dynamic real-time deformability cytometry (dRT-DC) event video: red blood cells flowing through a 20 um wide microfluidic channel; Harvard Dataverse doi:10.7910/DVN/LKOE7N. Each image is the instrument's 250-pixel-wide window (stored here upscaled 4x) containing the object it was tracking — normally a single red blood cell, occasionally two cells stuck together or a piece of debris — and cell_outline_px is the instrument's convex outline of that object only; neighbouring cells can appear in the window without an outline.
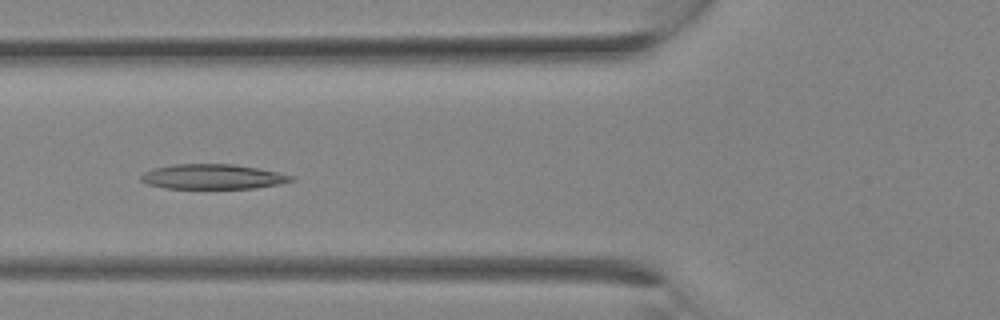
{"species": "Egyptian fruit bat (a non-hibernating species)", "species_latin": "Rousettus aegyptiacus", "temperature_condition": "room temperature", "stored_images_in_passage": 13, "camera_frame_rate_fps": 3000, "um_per_image_px": 0.085, "animal": {"sex": "female"}, "frame": {"image": 1, "passage_image": 10, "time_ms": 3.0, "image_size_px": [1000, 320], "cell_outline_px": [[296, 180], [280, 184], [256, 188], [164, 188], [148, 184], [140, 180], [140, 176], [144, 172], [152, 168], [172, 164], [236, 164], [296, 176]], "centroid_in_image_um": [18.09, 15.01], "position_along_channel_um": 107.7, "area_um2": 21.91}}
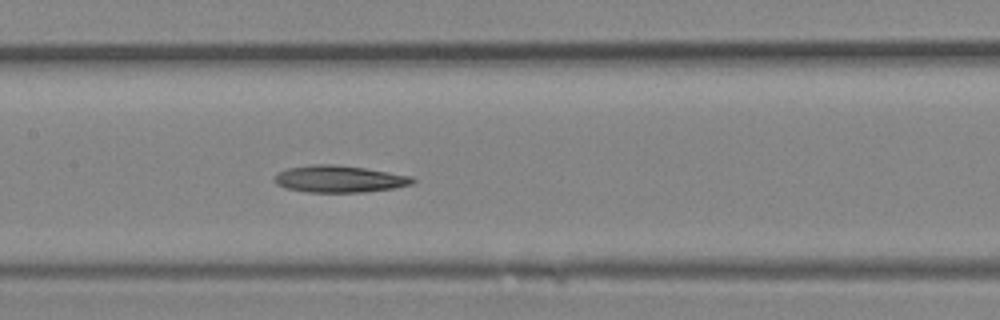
{"frame": {"image": 2, "passage_image": 13, "time_ms": 4.0, "image_size_px": [1000, 320], "cell_outline_px": [[416, 180], [412, 184], [396, 188], [364, 192], [308, 192], [284, 188], [276, 184], [272, 180], [280, 172], [288, 168], [312, 164], [336, 164], [364, 168], [412, 176]], "centroid_in_image_um": [28.84, 15.21], "position_along_channel_um": 178.6, "area_um2": 21.73}}